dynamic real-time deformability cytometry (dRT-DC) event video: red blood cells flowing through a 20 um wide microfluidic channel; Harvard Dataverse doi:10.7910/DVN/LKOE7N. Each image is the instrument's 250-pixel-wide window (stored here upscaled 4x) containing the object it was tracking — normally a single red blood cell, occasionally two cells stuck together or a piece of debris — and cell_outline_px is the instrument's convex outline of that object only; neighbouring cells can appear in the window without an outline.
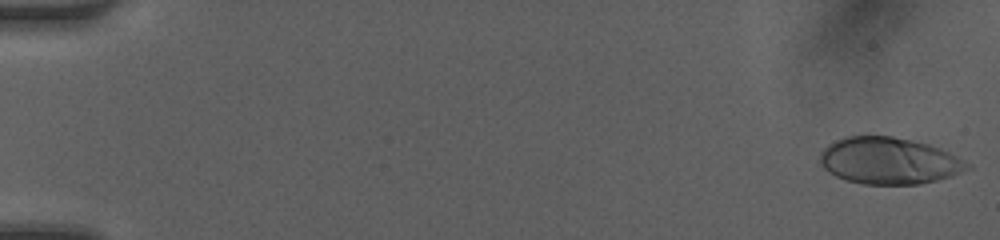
{"species": "human", "species_latin": "Homo sapiens", "temperature_condition": "room temperature", "stored_images_in_passage": 49, "camera_frame_rate_fps": 3000, "um_per_image_px": 0.085, "donor": {"sex": "female"}, "frame": {"image": 1, "passage_image": 1, "time_ms": 0.0, "image_size_px": [1000, 240], "cell_outline_px": [[972, 168], [936, 180], [920, 184], [864, 184], [848, 180], [836, 176], [828, 172], [820, 164], [820, 152], [828, 144], [844, 136], [892, 136], [912, 140], [928, 144], [940, 148], [972, 164]], "centroid_in_image_um": [75.55, 13.66], "position_along_channel_um": 9.5, "area_um2": 40.0}}
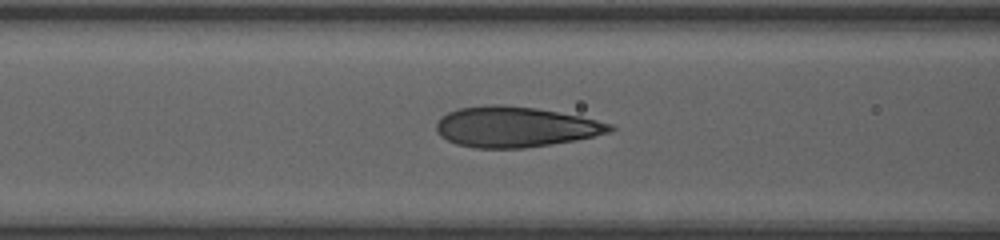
{"frame": {"image": 2, "passage_image": 21, "time_ms": 6.667, "image_size_px": [1000, 240], "cell_outline_px": [[616, 128], [612, 132], [576, 140], [552, 144], [524, 148], [476, 148], [456, 144], [440, 136], [436, 132], [436, 124], [440, 116], [448, 112], [460, 108], [492, 104], [500, 104], [536, 108], [580, 116], [612, 124]], "centroid_in_image_um": [43.79, 10.79], "position_along_channel_um": 122.8, "area_um2": 41.1}}
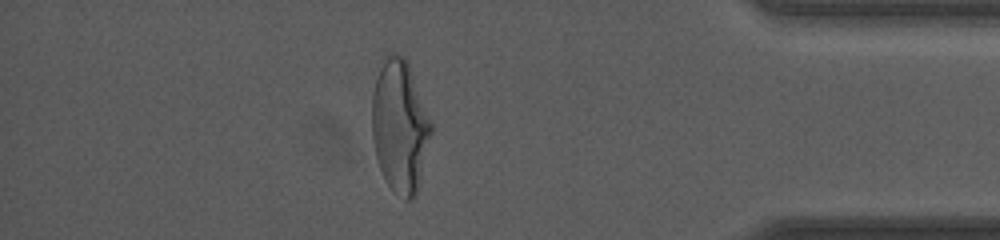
{"frame": {"image": 3, "passage_image": 43, "time_ms": 14.0, "image_size_px": [1000, 240], "cell_outline_px": [[432, 132], [416, 196], [412, 200], [404, 200], [392, 192], [380, 168], [376, 156], [372, 140], [372, 92], [380, 60], [388, 52], [396, 52], [404, 56], [408, 64], [432, 124]], "centroid_in_image_um": [33.96, 10.71], "position_along_channel_um": 401.2, "area_um2": 46.01}, "authors_computed_cell_mechanics": {"area_um2": 40.3444, "velocity_mm_per_s": 4.2266, "shape_relaxation_time_tau1_ms": 4.4661, "shape_relaxation_time_tau2_ms": null, "deformation_change_tau1": 0.1976, "deformation_change_tau2": null}}